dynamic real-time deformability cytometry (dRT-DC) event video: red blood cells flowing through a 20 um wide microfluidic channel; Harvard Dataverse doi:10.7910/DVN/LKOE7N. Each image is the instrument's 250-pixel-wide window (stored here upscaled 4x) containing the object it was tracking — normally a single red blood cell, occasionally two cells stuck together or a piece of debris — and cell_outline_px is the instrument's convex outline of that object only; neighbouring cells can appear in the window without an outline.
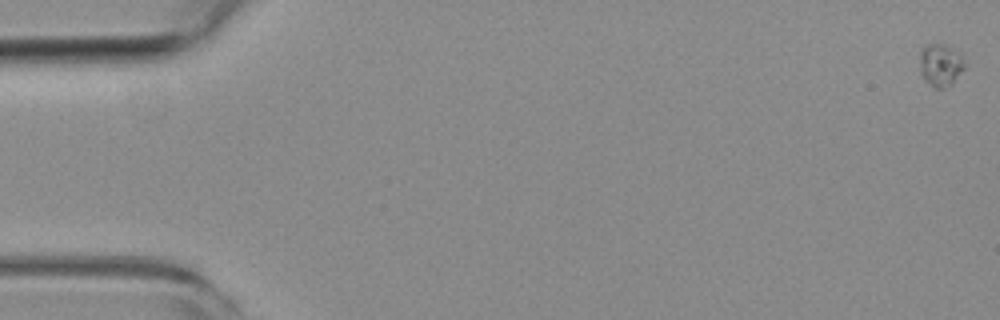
{"species": "common noctule bat (a hibernating species)", "species_latin": "Nyctalus noctula", "temperature_condition": "room temperature", "stored_images_in_passage": 55, "camera_frame_rate_fps": 3000, "um_per_image_px": 0.085, "animal": {"sex": "female", "body_mass_g": 19.3, "forearm_length_mm": 54.1}, "frame": {"image": 1, "passage_image": 1, "time_ms": 0.0, "image_size_px": [1000, 320], "cell_outline_px": [[964, 68], [952, 84], [944, 88], [936, 88], [924, 80], [920, 72], [920, 48], [924, 44], [944, 44], [960, 52], [964, 64]], "centroid_in_image_um": [79.92, 5.5], "position_along_channel_um": 5.1, "area_um2": 11.21}}